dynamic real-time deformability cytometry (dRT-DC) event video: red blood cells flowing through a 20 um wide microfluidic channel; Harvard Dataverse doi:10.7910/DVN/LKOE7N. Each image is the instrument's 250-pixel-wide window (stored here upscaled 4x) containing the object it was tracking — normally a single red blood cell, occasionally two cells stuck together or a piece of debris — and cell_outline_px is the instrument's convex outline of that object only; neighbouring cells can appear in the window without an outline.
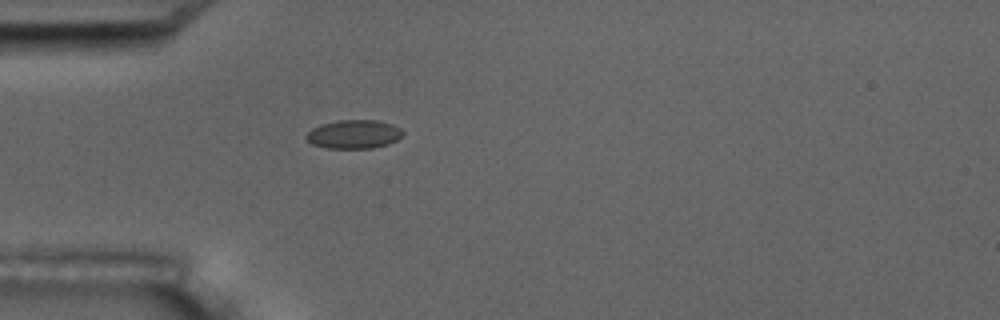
{"species": "common noctule bat (a hibernating species)", "species_latin": "Nyctalus noctula", "temperature_condition": "room temperature", "stored_images_in_passage": 1, "camera_frame_rate_fps": 3000, "um_per_image_px": 0.085, "animal": {"sex": "male", "body_mass_g": 17.5, "forearm_length_mm": 52.3}, "frame": {"image": 1, "passage_image": 1, "time_ms": 0.0, "image_size_px": [1000, 320], "cell_outline_px": [[404, 132], [396, 140], [388, 144], [372, 148], [328, 148], [312, 144], [304, 136], [312, 128], [320, 124], [336, 120], [376, 120], [392, 124], [400, 128]], "centroid_in_image_um": [30.06, 11.4], "position_along_channel_um": 54.9, "area_um2": 16.13}}